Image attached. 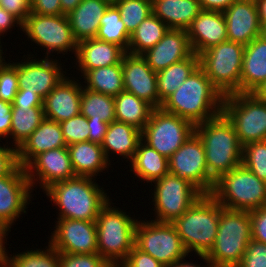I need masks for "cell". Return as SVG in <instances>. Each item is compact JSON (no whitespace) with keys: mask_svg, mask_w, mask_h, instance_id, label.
Instances as JSON below:
<instances>
[{"mask_svg":"<svg viewBox=\"0 0 266 267\" xmlns=\"http://www.w3.org/2000/svg\"><path fill=\"white\" fill-rule=\"evenodd\" d=\"M220 216V204L211 194H203L172 224L188 254L206 255L214 245Z\"/></svg>","mask_w":266,"mask_h":267,"instance_id":"obj_5","label":"cell"},{"mask_svg":"<svg viewBox=\"0 0 266 267\" xmlns=\"http://www.w3.org/2000/svg\"><path fill=\"white\" fill-rule=\"evenodd\" d=\"M24 59V62H13L17 68L19 89L35 92L43 99L64 79L65 73L57 60L44 59ZM31 59V60H29Z\"/></svg>","mask_w":266,"mask_h":267,"instance_id":"obj_16","label":"cell"},{"mask_svg":"<svg viewBox=\"0 0 266 267\" xmlns=\"http://www.w3.org/2000/svg\"><path fill=\"white\" fill-rule=\"evenodd\" d=\"M93 179L76 176L56 182L44 190L58 206V218L96 221L101 209L110 199Z\"/></svg>","mask_w":266,"mask_h":267,"instance_id":"obj_2","label":"cell"},{"mask_svg":"<svg viewBox=\"0 0 266 267\" xmlns=\"http://www.w3.org/2000/svg\"><path fill=\"white\" fill-rule=\"evenodd\" d=\"M245 45L225 41L199 55V66L223 96L240 93Z\"/></svg>","mask_w":266,"mask_h":267,"instance_id":"obj_8","label":"cell"},{"mask_svg":"<svg viewBox=\"0 0 266 267\" xmlns=\"http://www.w3.org/2000/svg\"><path fill=\"white\" fill-rule=\"evenodd\" d=\"M141 140V130L133 125L115 120L108 125L101 147L109 163H111L109 160L111 151V153H117L131 161Z\"/></svg>","mask_w":266,"mask_h":267,"instance_id":"obj_28","label":"cell"},{"mask_svg":"<svg viewBox=\"0 0 266 267\" xmlns=\"http://www.w3.org/2000/svg\"><path fill=\"white\" fill-rule=\"evenodd\" d=\"M236 267H266V244L252 239Z\"/></svg>","mask_w":266,"mask_h":267,"instance_id":"obj_45","label":"cell"},{"mask_svg":"<svg viewBox=\"0 0 266 267\" xmlns=\"http://www.w3.org/2000/svg\"><path fill=\"white\" fill-rule=\"evenodd\" d=\"M19 90L17 68L7 62L0 64V100L13 103Z\"/></svg>","mask_w":266,"mask_h":267,"instance_id":"obj_43","label":"cell"},{"mask_svg":"<svg viewBox=\"0 0 266 267\" xmlns=\"http://www.w3.org/2000/svg\"><path fill=\"white\" fill-rule=\"evenodd\" d=\"M127 52L120 46L104 42L96 38L87 39L77 43L76 59L81 73L99 67L121 64Z\"/></svg>","mask_w":266,"mask_h":267,"instance_id":"obj_25","label":"cell"},{"mask_svg":"<svg viewBox=\"0 0 266 267\" xmlns=\"http://www.w3.org/2000/svg\"><path fill=\"white\" fill-rule=\"evenodd\" d=\"M130 33L126 30L118 8L110 4L100 19V27L96 39L117 44L128 52Z\"/></svg>","mask_w":266,"mask_h":267,"instance_id":"obj_38","label":"cell"},{"mask_svg":"<svg viewBox=\"0 0 266 267\" xmlns=\"http://www.w3.org/2000/svg\"><path fill=\"white\" fill-rule=\"evenodd\" d=\"M0 44H2L1 41H0ZM1 48H2V45H0V64H1L3 61H5L4 58H3V55H2V54H3V50H1Z\"/></svg>","mask_w":266,"mask_h":267,"instance_id":"obj_62","label":"cell"},{"mask_svg":"<svg viewBox=\"0 0 266 267\" xmlns=\"http://www.w3.org/2000/svg\"><path fill=\"white\" fill-rule=\"evenodd\" d=\"M168 27L154 13L144 19L131 33L128 52L132 55H142L155 46L168 31Z\"/></svg>","mask_w":266,"mask_h":267,"instance_id":"obj_34","label":"cell"},{"mask_svg":"<svg viewBox=\"0 0 266 267\" xmlns=\"http://www.w3.org/2000/svg\"><path fill=\"white\" fill-rule=\"evenodd\" d=\"M252 240L250 211L229 210L220 205L217 236L206 255H198L208 267H236Z\"/></svg>","mask_w":266,"mask_h":267,"instance_id":"obj_4","label":"cell"},{"mask_svg":"<svg viewBox=\"0 0 266 267\" xmlns=\"http://www.w3.org/2000/svg\"><path fill=\"white\" fill-rule=\"evenodd\" d=\"M11 107L12 103L0 100V139L9 137L12 118Z\"/></svg>","mask_w":266,"mask_h":267,"instance_id":"obj_52","label":"cell"},{"mask_svg":"<svg viewBox=\"0 0 266 267\" xmlns=\"http://www.w3.org/2000/svg\"><path fill=\"white\" fill-rule=\"evenodd\" d=\"M252 94L259 100L266 102V80Z\"/></svg>","mask_w":266,"mask_h":267,"instance_id":"obj_59","label":"cell"},{"mask_svg":"<svg viewBox=\"0 0 266 267\" xmlns=\"http://www.w3.org/2000/svg\"><path fill=\"white\" fill-rule=\"evenodd\" d=\"M25 170L31 187L33 188L39 180L44 190L56 182L76 177L67 147L52 149L37 155Z\"/></svg>","mask_w":266,"mask_h":267,"instance_id":"obj_17","label":"cell"},{"mask_svg":"<svg viewBox=\"0 0 266 267\" xmlns=\"http://www.w3.org/2000/svg\"><path fill=\"white\" fill-rule=\"evenodd\" d=\"M195 132L204 144L208 172L215 181L242 164L243 146L223 112L196 125Z\"/></svg>","mask_w":266,"mask_h":267,"instance_id":"obj_3","label":"cell"},{"mask_svg":"<svg viewBox=\"0 0 266 267\" xmlns=\"http://www.w3.org/2000/svg\"><path fill=\"white\" fill-rule=\"evenodd\" d=\"M0 267H8L5 263H0Z\"/></svg>","mask_w":266,"mask_h":267,"instance_id":"obj_64","label":"cell"},{"mask_svg":"<svg viewBox=\"0 0 266 267\" xmlns=\"http://www.w3.org/2000/svg\"><path fill=\"white\" fill-rule=\"evenodd\" d=\"M8 267H59V252L49 243L46 250H27L10 255L4 262Z\"/></svg>","mask_w":266,"mask_h":267,"instance_id":"obj_39","label":"cell"},{"mask_svg":"<svg viewBox=\"0 0 266 267\" xmlns=\"http://www.w3.org/2000/svg\"><path fill=\"white\" fill-rule=\"evenodd\" d=\"M223 98L204 70L198 66L162 103L161 108L196 126L222 112Z\"/></svg>","mask_w":266,"mask_h":267,"instance_id":"obj_1","label":"cell"},{"mask_svg":"<svg viewBox=\"0 0 266 267\" xmlns=\"http://www.w3.org/2000/svg\"><path fill=\"white\" fill-rule=\"evenodd\" d=\"M10 228L6 222L0 220V263H4L8 257L4 244L7 243L5 239L8 236V232L11 231Z\"/></svg>","mask_w":266,"mask_h":267,"instance_id":"obj_56","label":"cell"},{"mask_svg":"<svg viewBox=\"0 0 266 267\" xmlns=\"http://www.w3.org/2000/svg\"><path fill=\"white\" fill-rule=\"evenodd\" d=\"M80 113L87 120L111 123L115 121L114 97L82 88Z\"/></svg>","mask_w":266,"mask_h":267,"instance_id":"obj_37","label":"cell"},{"mask_svg":"<svg viewBox=\"0 0 266 267\" xmlns=\"http://www.w3.org/2000/svg\"><path fill=\"white\" fill-rule=\"evenodd\" d=\"M124 90L161 108L158 96L157 72L153 71L141 55L126 53L121 61Z\"/></svg>","mask_w":266,"mask_h":267,"instance_id":"obj_19","label":"cell"},{"mask_svg":"<svg viewBox=\"0 0 266 267\" xmlns=\"http://www.w3.org/2000/svg\"><path fill=\"white\" fill-rule=\"evenodd\" d=\"M15 24L22 29V23L0 6V35L15 27Z\"/></svg>","mask_w":266,"mask_h":267,"instance_id":"obj_55","label":"cell"},{"mask_svg":"<svg viewBox=\"0 0 266 267\" xmlns=\"http://www.w3.org/2000/svg\"><path fill=\"white\" fill-rule=\"evenodd\" d=\"M79 83L66 76L61 80L43 99L45 118L60 123L80 114L83 87Z\"/></svg>","mask_w":266,"mask_h":267,"instance_id":"obj_23","label":"cell"},{"mask_svg":"<svg viewBox=\"0 0 266 267\" xmlns=\"http://www.w3.org/2000/svg\"><path fill=\"white\" fill-rule=\"evenodd\" d=\"M211 195L225 209L252 211L266 206V182L241 164L215 182Z\"/></svg>","mask_w":266,"mask_h":267,"instance_id":"obj_7","label":"cell"},{"mask_svg":"<svg viewBox=\"0 0 266 267\" xmlns=\"http://www.w3.org/2000/svg\"><path fill=\"white\" fill-rule=\"evenodd\" d=\"M118 209L112 207L109 200L95 221L98 254L112 267H118L135 246L138 222V219Z\"/></svg>","mask_w":266,"mask_h":267,"instance_id":"obj_6","label":"cell"},{"mask_svg":"<svg viewBox=\"0 0 266 267\" xmlns=\"http://www.w3.org/2000/svg\"><path fill=\"white\" fill-rule=\"evenodd\" d=\"M266 80V39L258 36L243 53L240 93H253Z\"/></svg>","mask_w":266,"mask_h":267,"instance_id":"obj_26","label":"cell"},{"mask_svg":"<svg viewBox=\"0 0 266 267\" xmlns=\"http://www.w3.org/2000/svg\"><path fill=\"white\" fill-rule=\"evenodd\" d=\"M195 132V126L175 114L154 108L142 130V140L169 159Z\"/></svg>","mask_w":266,"mask_h":267,"instance_id":"obj_12","label":"cell"},{"mask_svg":"<svg viewBox=\"0 0 266 267\" xmlns=\"http://www.w3.org/2000/svg\"><path fill=\"white\" fill-rule=\"evenodd\" d=\"M18 165L17 149L0 146V177L9 175Z\"/></svg>","mask_w":266,"mask_h":267,"instance_id":"obj_49","label":"cell"},{"mask_svg":"<svg viewBox=\"0 0 266 267\" xmlns=\"http://www.w3.org/2000/svg\"><path fill=\"white\" fill-rule=\"evenodd\" d=\"M252 239L266 244V206L250 211Z\"/></svg>","mask_w":266,"mask_h":267,"instance_id":"obj_47","label":"cell"},{"mask_svg":"<svg viewBox=\"0 0 266 267\" xmlns=\"http://www.w3.org/2000/svg\"><path fill=\"white\" fill-rule=\"evenodd\" d=\"M31 13L40 15H64L60 0H32Z\"/></svg>","mask_w":266,"mask_h":267,"instance_id":"obj_51","label":"cell"},{"mask_svg":"<svg viewBox=\"0 0 266 267\" xmlns=\"http://www.w3.org/2000/svg\"><path fill=\"white\" fill-rule=\"evenodd\" d=\"M49 244L59 253H98L95 221L57 218Z\"/></svg>","mask_w":266,"mask_h":267,"instance_id":"obj_15","label":"cell"},{"mask_svg":"<svg viewBox=\"0 0 266 267\" xmlns=\"http://www.w3.org/2000/svg\"><path fill=\"white\" fill-rule=\"evenodd\" d=\"M114 5L118 8L121 20L130 34L153 13L152 0H117Z\"/></svg>","mask_w":266,"mask_h":267,"instance_id":"obj_40","label":"cell"},{"mask_svg":"<svg viewBox=\"0 0 266 267\" xmlns=\"http://www.w3.org/2000/svg\"><path fill=\"white\" fill-rule=\"evenodd\" d=\"M103 1H106V2H108L109 4H114L117 0H103Z\"/></svg>","mask_w":266,"mask_h":267,"instance_id":"obj_63","label":"cell"},{"mask_svg":"<svg viewBox=\"0 0 266 267\" xmlns=\"http://www.w3.org/2000/svg\"><path fill=\"white\" fill-rule=\"evenodd\" d=\"M59 267H112L98 253H59Z\"/></svg>","mask_w":266,"mask_h":267,"instance_id":"obj_44","label":"cell"},{"mask_svg":"<svg viewBox=\"0 0 266 267\" xmlns=\"http://www.w3.org/2000/svg\"><path fill=\"white\" fill-rule=\"evenodd\" d=\"M185 261V259H181L179 262H177L175 265H172L170 267H203V266H198L197 264L189 263V262H182Z\"/></svg>","mask_w":266,"mask_h":267,"instance_id":"obj_60","label":"cell"},{"mask_svg":"<svg viewBox=\"0 0 266 267\" xmlns=\"http://www.w3.org/2000/svg\"><path fill=\"white\" fill-rule=\"evenodd\" d=\"M118 267H165L155 260L150 254L142 252L136 246L128 254V257Z\"/></svg>","mask_w":266,"mask_h":267,"instance_id":"obj_46","label":"cell"},{"mask_svg":"<svg viewBox=\"0 0 266 267\" xmlns=\"http://www.w3.org/2000/svg\"><path fill=\"white\" fill-rule=\"evenodd\" d=\"M22 31L28 39L43 48H46L47 58L52 53L77 51L75 41L67 15H40L30 13L22 23Z\"/></svg>","mask_w":266,"mask_h":267,"instance_id":"obj_13","label":"cell"},{"mask_svg":"<svg viewBox=\"0 0 266 267\" xmlns=\"http://www.w3.org/2000/svg\"><path fill=\"white\" fill-rule=\"evenodd\" d=\"M32 0H0V6L23 23L31 13Z\"/></svg>","mask_w":266,"mask_h":267,"instance_id":"obj_48","label":"cell"},{"mask_svg":"<svg viewBox=\"0 0 266 267\" xmlns=\"http://www.w3.org/2000/svg\"><path fill=\"white\" fill-rule=\"evenodd\" d=\"M242 164L266 182V141L245 144L242 151Z\"/></svg>","mask_w":266,"mask_h":267,"instance_id":"obj_41","label":"cell"},{"mask_svg":"<svg viewBox=\"0 0 266 267\" xmlns=\"http://www.w3.org/2000/svg\"><path fill=\"white\" fill-rule=\"evenodd\" d=\"M261 26L266 25V0H255Z\"/></svg>","mask_w":266,"mask_h":267,"instance_id":"obj_58","label":"cell"},{"mask_svg":"<svg viewBox=\"0 0 266 267\" xmlns=\"http://www.w3.org/2000/svg\"><path fill=\"white\" fill-rule=\"evenodd\" d=\"M198 66L199 56L193 53L188 58L157 72L158 96L161 105Z\"/></svg>","mask_w":266,"mask_h":267,"instance_id":"obj_33","label":"cell"},{"mask_svg":"<svg viewBox=\"0 0 266 267\" xmlns=\"http://www.w3.org/2000/svg\"><path fill=\"white\" fill-rule=\"evenodd\" d=\"M202 10L224 12L236 0H198Z\"/></svg>","mask_w":266,"mask_h":267,"instance_id":"obj_54","label":"cell"},{"mask_svg":"<svg viewBox=\"0 0 266 267\" xmlns=\"http://www.w3.org/2000/svg\"><path fill=\"white\" fill-rule=\"evenodd\" d=\"M59 124L67 146L89 141L87 118L81 113Z\"/></svg>","mask_w":266,"mask_h":267,"instance_id":"obj_42","label":"cell"},{"mask_svg":"<svg viewBox=\"0 0 266 267\" xmlns=\"http://www.w3.org/2000/svg\"><path fill=\"white\" fill-rule=\"evenodd\" d=\"M155 184L153 205L155 220L159 223H173L185 213L203 193L187 179L168 172Z\"/></svg>","mask_w":266,"mask_h":267,"instance_id":"obj_11","label":"cell"},{"mask_svg":"<svg viewBox=\"0 0 266 267\" xmlns=\"http://www.w3.org/2000/svg\"><path fill=\"white\" fill-rule=\"evenodd\" d=\"M131 170L135 176L143 181L151 182L162 178L169 172L168 159L158 153L154 148L140 141L132 158ZM133 168V169H132Z\"/></svg>","mask_w":266,"mask_h":267,"instance_id":"obj_31","label":"cell"},{"mask_svg":"<svg viewBox=\"0 0 266 267\" xmlns=\"http://www.w3.org/2000/svg\"><path fill=\"white\" fill-rule=\"evenodd\" d=\"M109 5L103 0H82L74 10L67 14L73 37L77 43L96 37L100 19Z\"/></svg>","mask_w":266,"mask_h":267,"instance_id":"obj_27","label":"cell"},{"mask_svg":"<svg viewBox=\"0 0 266 267\" xmlns=\"http://www.w3.org/2000/svg\"><path fill=\"white\" fill-rule=\"evenodd\" d=\"M223 15L228 41L248 45L261 36L262 26L255 0H236Z\"/></svg>","mask_w":266,"mask_h":267,"instance_id":"obj_20","label":"cell"},{"mask_svg":"<svg viewBox=\"0 0 266 267\" xmlns=\"http://www.w3.org/2000/svg\"><path fill=\"white\" fill-rule=\"evenodd\" d=\"M190 45L196 55L228 41L223 12L201 10L187 29Z\"/></svg>","mask_w":266,"mask_h":267,"instance_id":"obj_22","label":"cell"},{"mask_svg":"<svg viewBox=\"0 0 266 267\" xmlns=\"http://www.w3.org/2000/svg\"><path fill=\"white\" fill-rule=\"evenodd\" d=\"M12 107H43V98L35 92L19 89L12 103Z\"/></svg>","mask_w":266,"mask_h":267,"instance_id":"obj_50","label":"cell"},{"mask_svg":"<svg viewBox=\"0 0 266 267\" xmlns=\"http://www.w3.org/2000/svg\"><path fill=\"white\" fill-rule=\"evenodd\" d=\"M261 36L266 39V25L262 26V32H261Z\"/></svg>","mask_w":266,"mask_h":267,"instance_id":"obj_61","label":"cell"},{"mask_svg":"<svg viewBox=\"0 0 266 267\" xmlns=\"http://www.w3.org/2000/svg\"><path fill=\"white\" fill-rule=\"evenodd\" d=\"M83 76L84 88L92 91L115 97L124 90L121 64L89 70Z\"/></svg>","mask_w":266,"mask_h":267,"instance_id":"obj_35","label":"cell"},{"mask_svg":"<svg viewBox=\"0 0 266 267\" xmlns=\"http://www.w3.org/2000/svg\"><path fill=\"white\" fill-rule=\"evenodd\" d=\"M193 53L187 30L168 29L163 38L141 56L153 71L159 72Z\"/></svg>","mask_w":266,"mask_h":267,"instance_id":"obj_21","label":"cell"},{"mask_svg":"<svg viewBox=\"0 0 266 267\" xmlns=\"http://www.w3.org/2000/svg\"><path fill=\"white\" fill-rule=\"evenodd\" d=\"M135 246L142 252L150 254L165 267L175 265L188 256L172 223L138 221L135 228Z\"/></svg>","mask_w":266,"mask_h":267,"instance_id":"obj_10","label":"cell"},{"mask_svg":"<svg viewBox=\"0 0 266 267\" xmlns=\"http://www.w3.org/2000/svg\"><path fill=\"white\" fill-rule=\"evenodd\" d=\"M169 172L187 179L203 194H211L215 180L209 175L205 148L196 132L168 159Z\"/></svg>","mask_w":266,"mask_h":267,"instance_id":"obj_14","label":"cell"},{"mask_svg":"<svg viewBox=\"0 0 266 267\" xmlns=\"http://www.w3.org/2000/svg\"><path fill=\"white\" fill-rule=\"evenodd\" d=\"M201 10L198 0H152L153 13L169 29L187 30Z\"/></svg>","mask_w":266,"mask_h":267,"instance_id":"obj_29","label":"cell"},{"mask_svg":"<svg viewBox=\"0 0 266 267\" xmlns=\"http://www.w3.org/2000/svg\"><path fill=\"white\" fill-rule=\"evenodd\" d=\"M82 0H60L61 10L67 15L72 10H74Z\"/></svg>","mask_w":266,"mask_h":267,"instance_id":"obj_57","label":"cell"},{"mask_svg":"<svg viewBox=\"0 0 266 267\" xmlns=\"http://www.w3.org/2000/svg\"><path fill=\"white\" fill-rule=\"evenodd\" d=\"M31 184L24 167L18 165L9 175L0 177V220L10 227L31 199Z\"/></svg>","mask_w":266,"mask_h":267,"instance_id":"obj_18","label":"cell"},{"mask_svg":"<svg viewBox=\"0 0 266 267\" xmlns=\"http://www.w3.org/2000/svg\"><path fill=\"white\" fill-rule=\"evenodd\" d=\"M67 148L76 176L93 178L110 165L100 144L87 141L68 145Z\"/></svg>","mask_w":266,"mask_h":267,"instance_id":"obj_30","label":"cell"},{"mask_svg":"<svg viewBox=\"0 0 266 267\" xmlns=\"http://www.w3.org/2000/svg\"><path fill=\"white\" fill-rule=\"evenodd\" d=\"M89 126V141L97 144H102L109 123L103 121L87 120Z\"/></svg>","mask_w":266,"mask_h":267,"instance_id":"obj_53","label":"cell"},{"mask_svg":"<svg viewBox=\"0 0 266 267\" xmlns=\"http://www.w3.org/2000/svg\"><path fill=\"white\" fill-rule=\"evenodd\" d=\"M11 128L9 136L14 139V145L18 149L32 132L45 119L43 107L20 108L11 107Z\"/></svg>","mask_w":266,"mask_h":267,"instance_id":"obj_36","label":"cell"},{"mask_svg":"<svg viewBox=\"0 0 266 267\" xmlns=\"http://www.w3.org/2000/svg\"><path fill=\"white\" fill-rule=\"evenodd\" d=\"M222 112L234 126L239 143L266 141V102L252 93L224 96Z\"/></svg>","mask_w":266,"mask_h":267,"instance_id":"obj_9","label":"cell"},{"mask_svg":"<svg viewBox=\"0 0 266 267\" xmlns=\"http://www.w3.org/2000/svg\"><path fill=\"white\" fill-rule=\"evenodd\" d=\"M115 120L143 130L154 107L147 101L123 90L114 97Z\"/></svg>","mask_w":266,"mask_h":267,"instance_id":"obj_32","label":"cell"},{"mask_svg":"<svg viewBox=\"0 0 266 267\" xmlns=\"http://www.w3.org/2000/svg\"><path fill=\"white\" fill-rule=\"evenodd\" d=\"M63 147L67 144L60 124L45 118L17 149L18 164L25 168L37 155Z\"/></svg>","mask_w":266,"mask_h":267,"instance_id":"obj_24","label":"cell"}]
</instances>
